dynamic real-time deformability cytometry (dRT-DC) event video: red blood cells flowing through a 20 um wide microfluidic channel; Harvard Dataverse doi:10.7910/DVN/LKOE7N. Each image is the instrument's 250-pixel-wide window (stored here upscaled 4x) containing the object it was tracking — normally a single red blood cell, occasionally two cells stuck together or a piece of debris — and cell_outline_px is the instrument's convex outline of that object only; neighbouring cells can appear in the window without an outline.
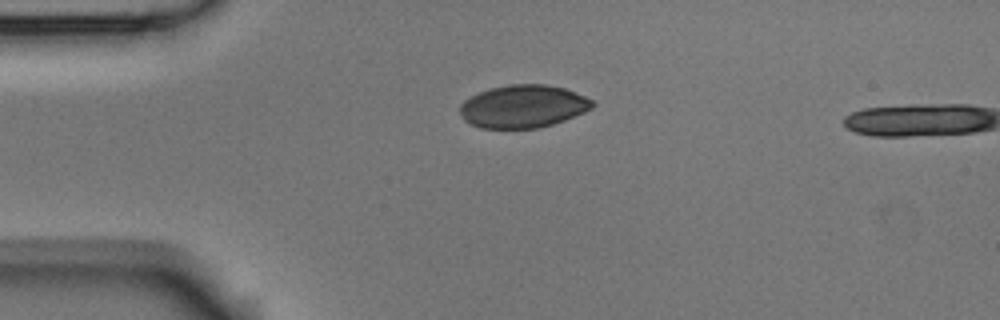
{"species": "Egyptian fruit bat (a non-hibernating species)", "species_latin": "Rousettus aegyptiacus", "temperature_condition": "room temperature", "stored_images_in_passage": 2, "camera_frame_rate_fps": 3000, "um_per_image_px": 0.085, "animal": {"sex": "male"}, "frame": {"image": 1, "passage_image": 2, "time_ms": 0.333, "image_size_px": [1000, 320], "cell_outline_px": [[596, 104], [592, 108], [584, 112], [564, 120], [540, 128], [480, 128], [464, 120], [460, 112], [460, 104], [464, 100], [480, 92], [492, 88], [512, 84], [544, 84], [564, 88], [584, 96], [592, 100]], "centroid_in_image_um": [44.47, 9.05], "position_along_channel_um": 40.5, "area_um2": 32.83}}